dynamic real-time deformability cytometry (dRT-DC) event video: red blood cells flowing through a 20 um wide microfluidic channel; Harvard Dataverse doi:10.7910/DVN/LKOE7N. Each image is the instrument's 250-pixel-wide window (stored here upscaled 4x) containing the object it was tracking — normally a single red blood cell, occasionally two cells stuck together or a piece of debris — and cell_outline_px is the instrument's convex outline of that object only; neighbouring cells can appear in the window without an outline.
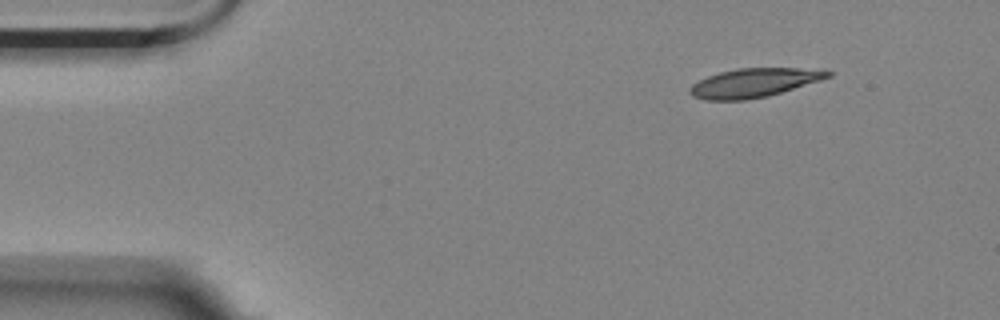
{"species": "Egyptian fruit bat (a non-hibernating species)", "species_latin": "Rousettus aegyptiacus", "temperature_condition": "room temperature", "stored_images_in_passage": 5, "segment_of_instrument_passage": [2, 2], "camera_frame_rate_fps": 3000, "um_per_image_px": 0.085, "animal": {"sex": "female"}, "frame": {"image": 1, "passage_image": 5, "time_ms": 1.333, "image_size_px": [1000, 320], "cell_outline_px": [[832, 76], [820, 80], [768, 96], [744, 100], [708, 100], [692, 96], [688, 92], [688, 88], [692, 84], [708, 76], [720, 72], [736, 68], [828, 68], [832, 72]], "centroid_in_image_um": [64.13, 7.02], "position_along_channel_um": 20.9, "area_um2": 23.41}}